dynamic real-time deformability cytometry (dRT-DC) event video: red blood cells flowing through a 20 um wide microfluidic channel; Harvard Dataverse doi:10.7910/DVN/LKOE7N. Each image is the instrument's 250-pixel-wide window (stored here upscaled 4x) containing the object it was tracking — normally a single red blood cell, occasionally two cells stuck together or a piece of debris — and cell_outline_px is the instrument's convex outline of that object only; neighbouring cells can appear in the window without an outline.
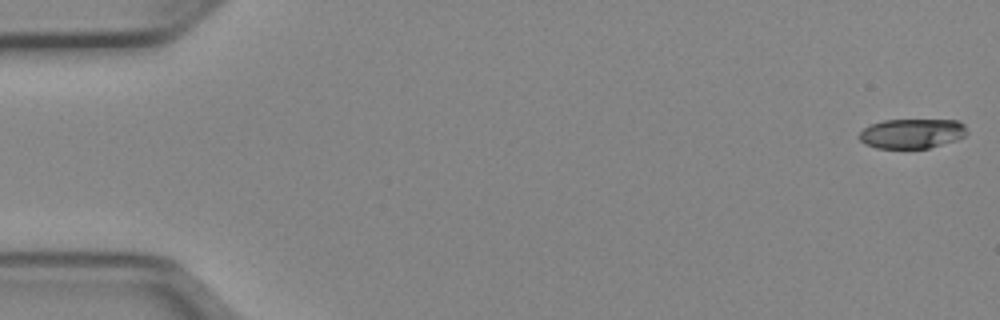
{"species": "Egyptian fruit bat (a non-hibernating species)", "species_latin": "Rousettus aegyptiacus", "temperature_condition": "cold", "stored_images_in_passage": 51, "camera_frame_rate_fps": 3000, "um_per_image_px": 0.085, "animal": {"sex": "female"}, "frame": {"image": 1, "passage_image": 1, "time_ms": 0.0, "image_size_px": [1000, 320], "cell_outline_px": [[968, 132], [964, 136], [956, 140], [928, 148], [876, 148], [864, 144], [860, 140], [860, 132], [868, 124], [884, 120], [956, 120], [964, 124]], "centroid_in_image_um": [77.5, 11.34], "position_along_channel_um": 7.5, "area_um2": 18.67}}
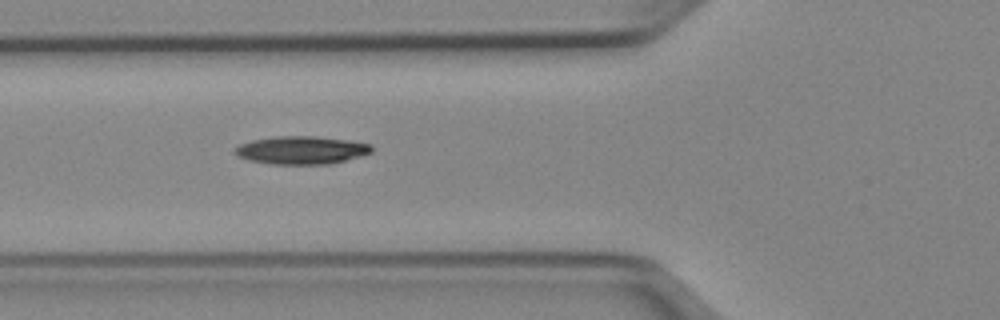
{"frame": {"image": 2, "passage_image": 19, "time_ms": 6.0, "image_size_px": [1000, 320], "cell_outline_px": [[372, 152], [360, 156], [332, 164], [268, 164], [248, 160], [236, 156], [232, 152], [240, 144], [252, 140], [276, 136], [312, 136], [348, 140], [372, 144]], "centroid_in_image_um": [25.6, 12.77], "position_along_channel_um": 100.2, "area_um2": 22.43}}
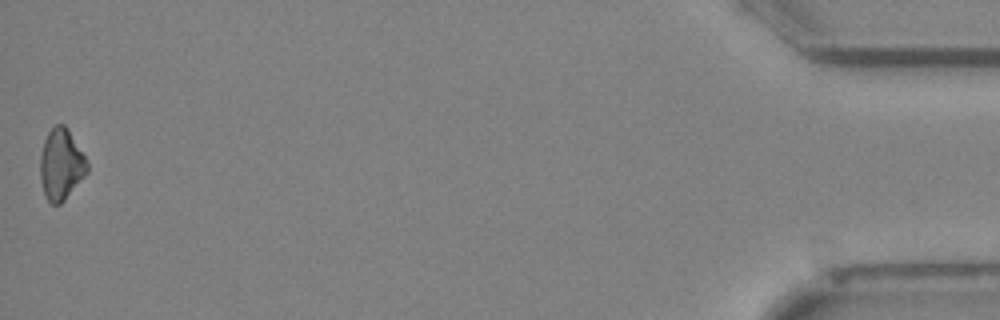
{"frame": {"image": 3, "passage_image": 51, "time_ms": 16.667, "image_size_px": [1000, 320], "cell_outline_px": [[88, 172], [64, 200], [60, 204], [52, 204], [48, 200], [44, 192], [40, 180], [40, 156], [44, 140], [48, 132], [56, 124], [64, 124], [68, 128], [88, 160]], "centroid_in_image_um": [5.21, 13.95], "position_along_channel_um": 430.0, "area_um2": 19.54}, "authors_computed_cell_mechanics": {"area_um2": 20.4034, "velocity_mm_per_s": 3.9759, "shape_relaxation_time_tau1_ms": 4.1578, "shape_relaxation_time_tau2_ms": null, "deformation_change_tau1": 0.0835, "deformation_change_tau2": null}}